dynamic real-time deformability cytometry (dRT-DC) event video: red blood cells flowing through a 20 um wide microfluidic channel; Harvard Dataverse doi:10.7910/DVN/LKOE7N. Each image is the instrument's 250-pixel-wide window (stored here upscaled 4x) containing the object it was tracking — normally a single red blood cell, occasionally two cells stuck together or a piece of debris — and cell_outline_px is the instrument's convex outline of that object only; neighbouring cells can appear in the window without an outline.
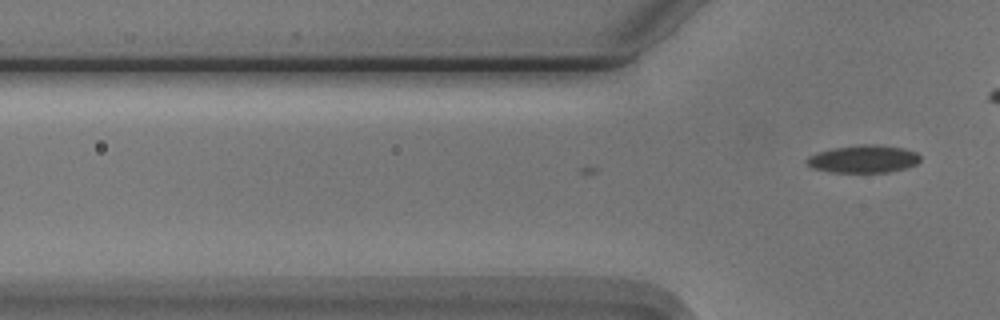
{"species": "Egyptian fruit bat (a non-hibernating species)", "species_latin": "Rousettus aegyptiacus", "temperature_condition": "cold", "stored_images_in_passage": 3, "camera_frame_rate_fps": 3000, "um_per_image_px": 0.085, "animal": {"sex": "male"}, "frame": {"image": 1, "passage_image": 3, "time_ms": 0.667, "image_size_px": [1000, 320], "cell_outline_px": [[920, 160], [916, 164], [904, 168], [888, 172], [832, 172], [812, 168], [804, 160], [808, 156], [832, 148], [860, 144], [880, 144], [904, 148], [916, 152], [920, 156]], "centroid_in_image_um": [73.39, 13.5], "position_along_channel_um": 52.4, "area_um2": 18.32}}